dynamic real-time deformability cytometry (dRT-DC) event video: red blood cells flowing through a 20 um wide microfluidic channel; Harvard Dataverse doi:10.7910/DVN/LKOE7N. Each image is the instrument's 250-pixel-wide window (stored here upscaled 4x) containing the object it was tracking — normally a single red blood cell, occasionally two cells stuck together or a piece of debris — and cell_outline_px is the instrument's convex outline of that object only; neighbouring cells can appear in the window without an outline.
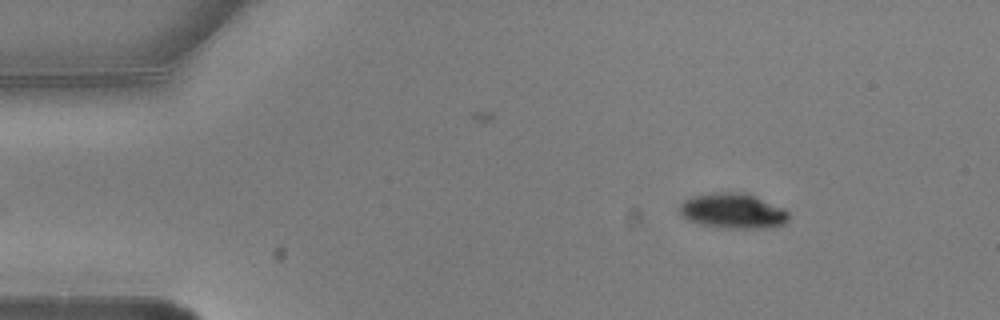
{"species": "common noctule bat (a hibernating species)", "species_latin": "Nyctalus noctula", "temperature_condition": "warm", "stored_images_in_passage": 4, "camera_frame_rate_fps": 3000, "um_per_image_px": 0.085, "animal": {"sex": "male", "body_mass_g": 20.5, "forearm_length_mm": 52.5}, "frame": {"image": 1, "passage_image": 4, "time_ms": 1.0, "image_size_px": [1000, 320], "cell_outline_px": [[788, 220], [784, 224], [776, 228], [728, 228], [704, 224], [688, 220], [680, 216], [680, 204], [684, 200], [692, 196], [712, 192], [748, 192], [784, 208], [788, 212]], "centroid_in_image_um": [62.33, 17.91], "position_along_channel_um": 22.7, "area_um2": 22.66}}